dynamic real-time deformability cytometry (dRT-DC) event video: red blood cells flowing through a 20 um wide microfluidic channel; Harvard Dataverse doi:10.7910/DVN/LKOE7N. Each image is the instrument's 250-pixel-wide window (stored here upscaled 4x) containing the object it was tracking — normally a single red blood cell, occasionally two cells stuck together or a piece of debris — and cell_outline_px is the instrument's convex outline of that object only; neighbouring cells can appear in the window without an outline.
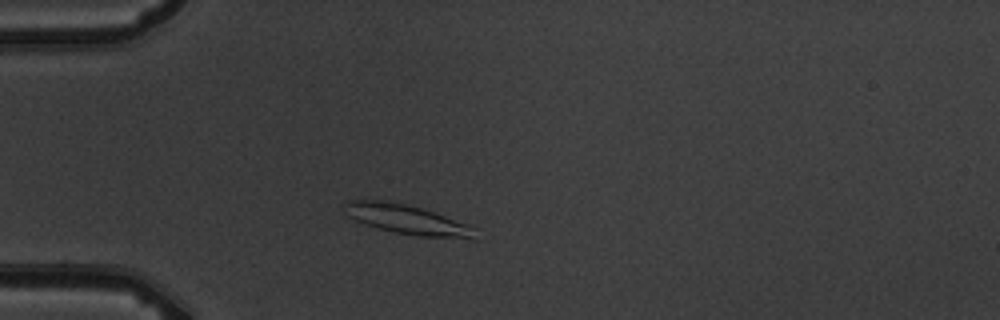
{"species": "common noctule bat (a hibernating species)", "species_latin": "Nyctalus noctula", "temperature_condition": "warm", "stored_images_in_passage": 5, "camera_frame_rate_fps": 3000, "um_per_image_px": 0.085, "animal": {"sex": "male", "body_mass_g": 19.5, "forearm_length_mm": 54.6}, "frame": {"image": 1, "passage_image": 2, "time_ms": 1.333, "image_size_px": [1000, 320], "cell_outline_px": [[476, 240], [416, 236], [396, 232], [364, 224], [348, 216], [344, 204], [348, 200], [388, 200], [408, 204], [468, 224], [476, 228]], "centroid_in_image_um": [34.67, 18.67], "position_along_channel_um": 50.3, "area_um2": 22.54}}
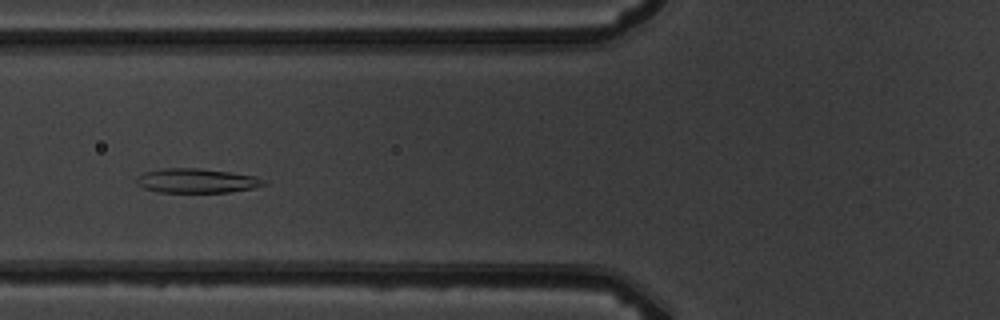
{"frame": {"image": 2, "passage_image": 4, "time_ms": 3.333, "image_size_px": [1000, 320], "cell_outline_px": [[268, 184], [252, 188], [228, 192], [160, 192], [144, 188], [136, 184], [136, 176], [144, 172], [164, 168], [196, 168], [232, 172], [256, 176], [264, 180]], "centroid_in_image_um": [16.7, 15.35], "position_along_channel_um": 109.1, "area_um2": 18.09}}
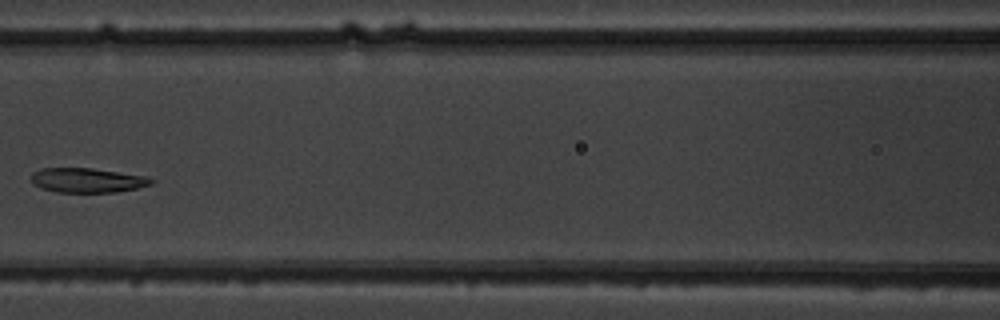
{"frame": {"image": 3, "passage_image": 5, "time_ms": 4.667, "image_size_px": [1000, 320], "cell_outline_px": [[156, 180], [152, 184], [136, 188], [116, 192], [56, 192], [32, 184], [32, 172], [40, 168], [92, 168], [144, 176]], "centroid_in_image_um": [7.41, 15.32], "position_along_channel_um": 159.2, "area_um2": 17.05}}